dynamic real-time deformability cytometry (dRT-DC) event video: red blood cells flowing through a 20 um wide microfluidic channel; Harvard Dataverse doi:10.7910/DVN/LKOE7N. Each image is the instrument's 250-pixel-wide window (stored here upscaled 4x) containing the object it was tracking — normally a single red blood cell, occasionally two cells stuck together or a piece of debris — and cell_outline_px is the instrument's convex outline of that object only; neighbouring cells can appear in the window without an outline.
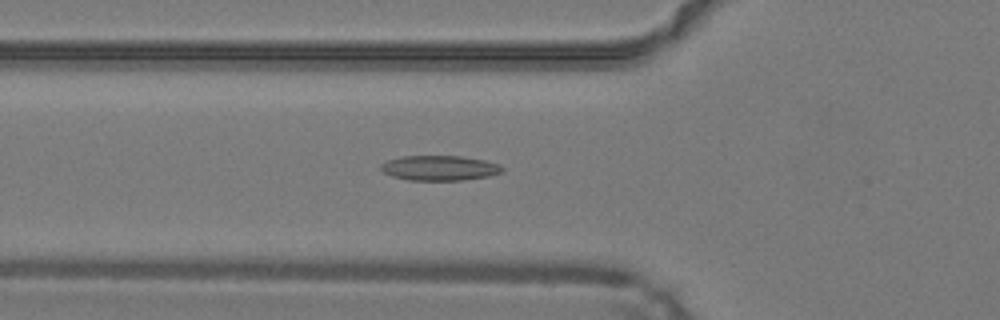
{"species": "common noctule bat (a hibernating species)", "species_latin": "Nyctalus noctula", "temperature_condition": "warm", "stored_images_in_passage": 46, "camera_frame_rate_fps": 3000, "um_per_image_px": 0.085, "animal": {"sex": "male", "body_mass_g": 19.2, "forearm_length_mm": 51.8}, "frame": {"image": 1, "passage_image": 18, "time_ms": 5.667, "image_size_px": [1000, 320], "cell_outline_px": [[504, 168], [500, 172], [488, 176], [460, 180], [408, 180], [392, 176], [384, 172], [380, 168], [380, 164], [388, 160], [400, 156], [460, 156], [484, 160], [500, 164]], "centroid_in_image_um": [37.34, 14.27], "position_along_channel_um": 88.5, "area_um2": 17.57}}
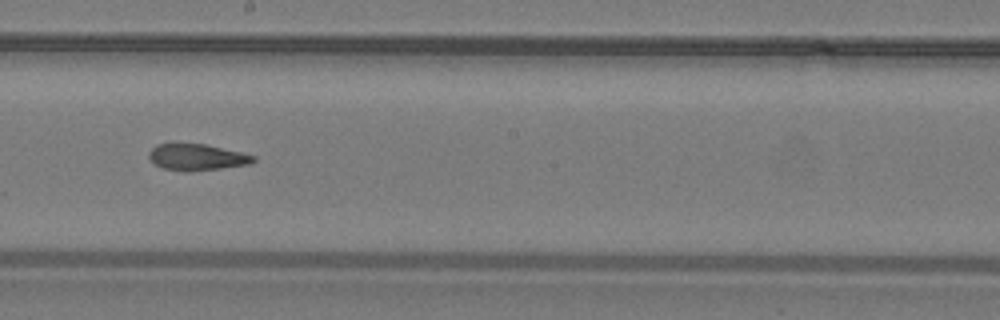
{"frame": {"image": 2, "passage_image": 28, "time_ms": 9.0, "image_size_px": [1000, 320], "cell_outline_px": [[256, 160], [248, 164], [188, 172], [164, 168], [156, 164], [148, 156], [148, 152], [156, 144], [204, 144], [240, 152], [256, 156]], "centroid_in_image_um": [16.72, 13.36], "position_along_channel_um": 231.5, "area_um2": 15.72}}
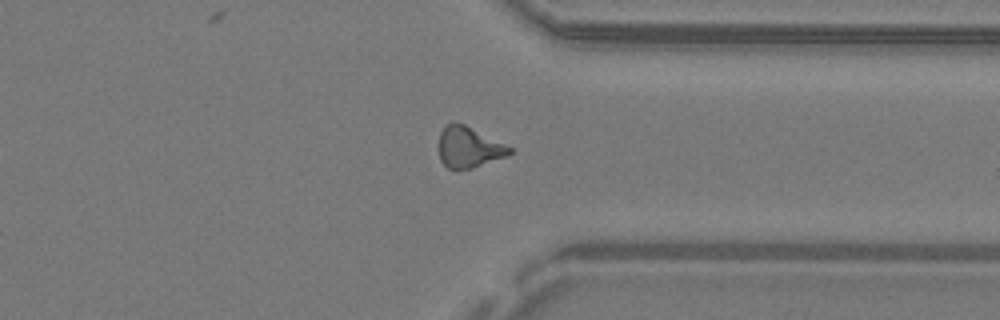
{"frame": {"image": 3, "passage_image": 38, "time_ms": 12.333, "image_size_px": [1000, 320], "cell_outline_px": [[512, 152], [508, 156], [472, 168], [456, 172], [448, 168], [440, 160], [440, 132], [452, 120], [456, 120], [512, 148]], "centroid_in_image_um": [39.83, 12.54], "position_along_channel_um": 371.6, "area_um2": 16.94}}